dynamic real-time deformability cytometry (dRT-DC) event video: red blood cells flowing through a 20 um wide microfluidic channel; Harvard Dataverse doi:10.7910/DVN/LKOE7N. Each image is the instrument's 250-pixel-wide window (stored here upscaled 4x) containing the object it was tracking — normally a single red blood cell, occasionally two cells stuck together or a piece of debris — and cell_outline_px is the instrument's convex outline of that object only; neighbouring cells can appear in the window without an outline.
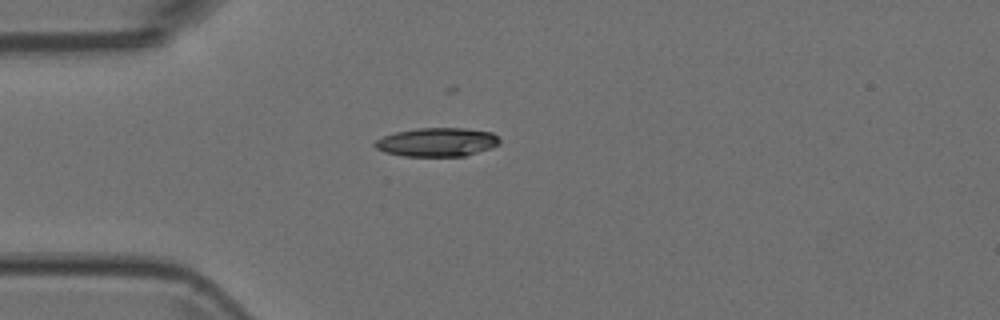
{"species": "Egyptian fruit bat (a non-hibernating species)", "species_latin": "Rousettus aegyptiacus", "temperature_condition": "room temperature", "stored_images_in_passage": 32, "camera_frame_rate_fps": 3000, "um_per_image_px": 0.085, "animal": {"sex": "female"}, "frame": {"image": 1, "passage_image": 1, "time_ms": 0.0, "image_size_px": [1000, 320], "cell_outline_px": [[500, 144], [492, 148], [464, 156], [404, 156], [384, 152], [376, 148], [372, 144], [376, 140], [384, 136], [396, 132], [420, 128], [464, 128], [492, 132], [500, 140]], "centroid_in_image_um": [37.16, 12.08], "position_along_channel_um": 47.8, "area_um2": 20.87}}
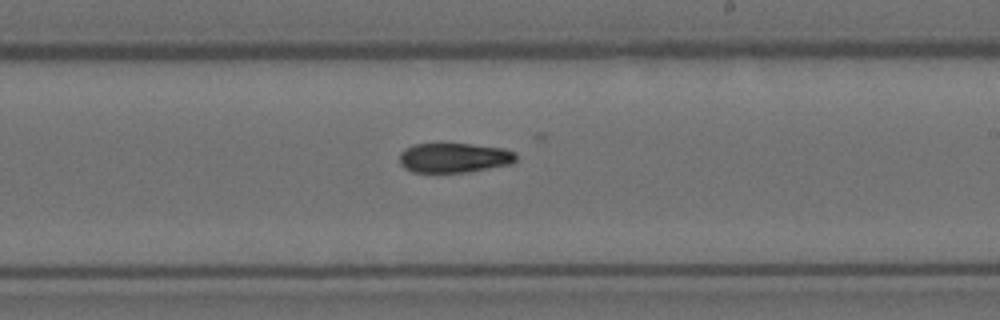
{"frame": {"image": 2, "passage_image": 18, "time_ms": 5.667, "image_size_px": [1000, 320], "cell_outline_px": [[516, 160], [512, 164], [468, 172], [412, 172], [404, 168], [400, 164], [400, 152], [404, 148], [412, 144], [440, 140], [504, 148], [516, 152]], "centroid_in_image_um": [38.56, 13.35], "position_along_channel_um": 250.4, "area_um2": 21.21}}
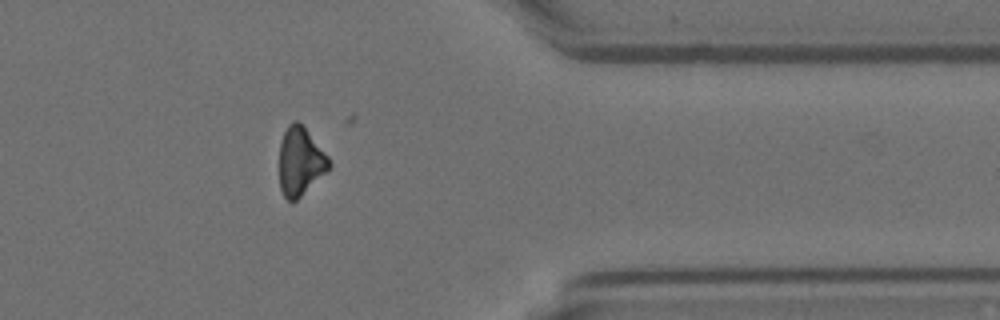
{"frame": {"image": 3, "passage_image": 30, "time_ms": 9.667, "image_size_px": [1000, 320], "cell_outline_px": [[332, 164], [296, 200], [288, 200], [284, 196], [280, 188], [280, 140], [288, 124], [292, 120], [296, 120], [304, 128], [328, 156]], "centroid_in_image_um": [25.49, 13.69], "position_along_channel_um": 385.9, "area_um2": 19.13}}